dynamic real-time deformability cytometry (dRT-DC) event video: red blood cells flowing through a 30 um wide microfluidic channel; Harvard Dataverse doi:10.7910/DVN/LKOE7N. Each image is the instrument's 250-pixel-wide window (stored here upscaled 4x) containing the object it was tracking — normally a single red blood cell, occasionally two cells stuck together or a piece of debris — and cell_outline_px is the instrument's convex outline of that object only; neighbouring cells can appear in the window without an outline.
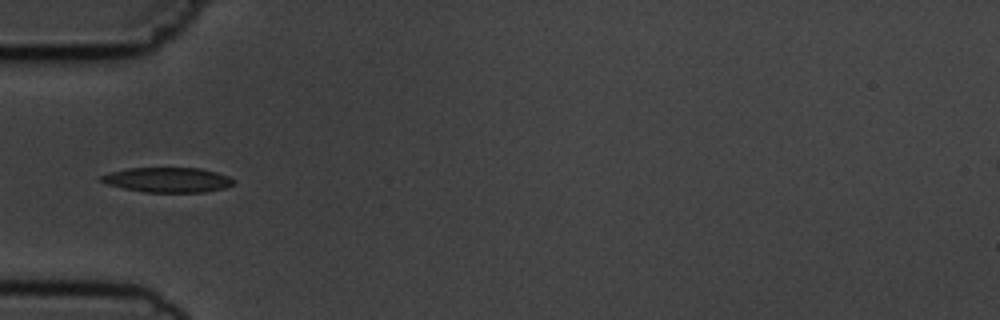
{"species": "common noctule bat (a hibernating species)", "species_latin": "Nyctalus noctula", "temperature_condition": "cold", "stored_images_in_passage": 6, "camera_frame_rate_fps": 3000, "um_per_image_px": 0.085, "animal": {"sex": "male", "body_mass_g": 19.5, "forearm_length_mm": 54.6}, "frame": {"image": 1, "passage_image": 4, "time_ms": 3.667, "image_size_px": [1000, 320], "cell_outline_px": [[236, 180], [232, 184], [224, 188], [204, 192], [144, 192], [124, 188], [108, 184], [100, 180], [100, 176], [112, 172], [128, 168], [200, 168], [216, 172], [228, 176]], "centroid_in_image_um": [14.28, 15.29], "position_along_channel_um": 70.7, "area_um2": 19.02}}
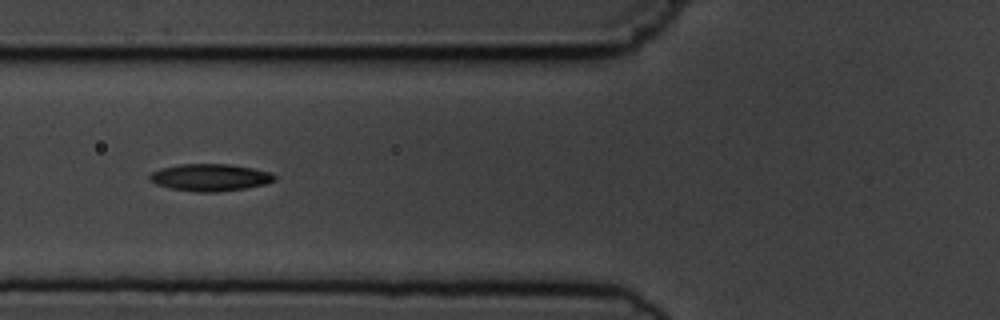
{"frame": {"image": 2, "passage_image": 5, "time_ms": 4.667, "image_size_px": [1000, 320], "cell_outline_px": [[276, 180], [264, 184], [244, 188], [216, 192], [196, 192], [168, 188], [156, 184], [148, 180], [148, 176], [152, 172], [160, 168], [180, 164], [228, 164], [252, 168], [272, 172], [276, 176]], "centroid_in_image_um": [17.83, 15.08], "position_along_channel_um": 108.0, "area_um2": 19.83}}
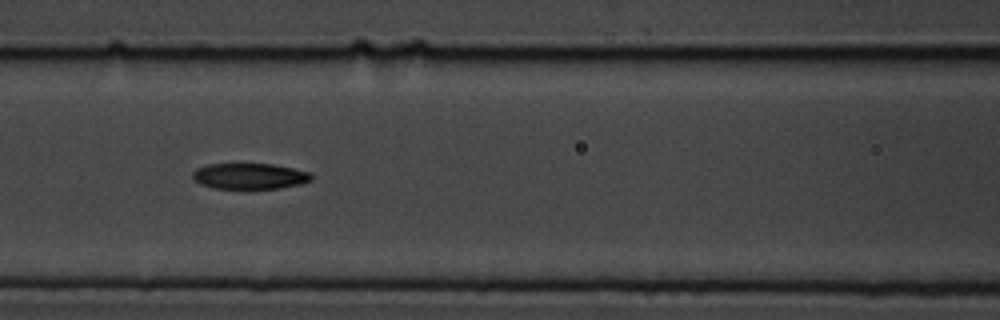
{"frame": {"image": 3, "passage_image": 6, "time_ms": 5.667, "image_size_px": [1000, 320], "cell_outline_px": [[312, 180], [300, 184], [280, 188], [212, 188], [200, 184], [192, 180], [192, 172], [196, 168], [208, 164], [272, 164], [292, 168], [308, 172], [312, 176]], "centroid_in_image_um": [21.16, 14.97], "position_along_channel_um": 145.4, "area_um2": 17.86}}